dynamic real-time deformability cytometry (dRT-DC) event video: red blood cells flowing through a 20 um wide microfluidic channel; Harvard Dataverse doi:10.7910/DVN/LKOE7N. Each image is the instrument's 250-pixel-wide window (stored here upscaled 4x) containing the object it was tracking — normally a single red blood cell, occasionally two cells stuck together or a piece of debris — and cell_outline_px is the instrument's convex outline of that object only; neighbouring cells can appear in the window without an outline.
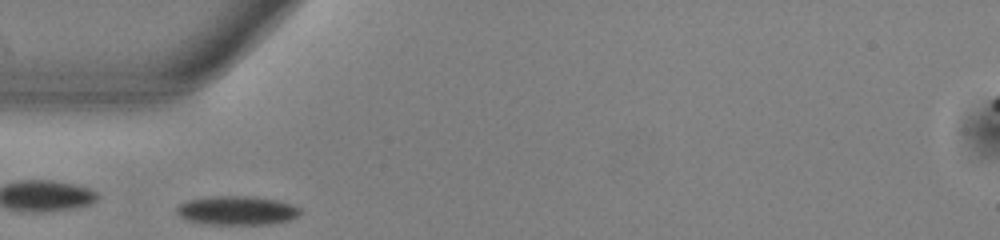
{"species": "common noctule bat (a hibernating species)", "species_latin": "Nyctalus noctula", "temperature_condition": "warm", "stored_images_in_passage": 35, "camera_frame_rate_fps": 3000, "um_per_image_px": 0.085, "animal": {"sex": "male", "body_mass_g": 13.0, "forearm_length_mm": 53.1}, "frame": {"image": 1, "passage_image": 1, "time_ms": 0.0, "image_size_px": [1000, 240], "cell_outline_px": [[300, 212], [296, 216], [288, 220], [272, 224], [204, 224], [188, 220], [180, 216], [176, 212], [176, 208], [180, 204], [188, 200], [212, 196], [256, 196], [276, 200], [292, 204], [300, 208]], "centroid_in_image_um": [20.13, 17.88], "position_along_channel_um": 64.9, "area_um2": 20.81}}
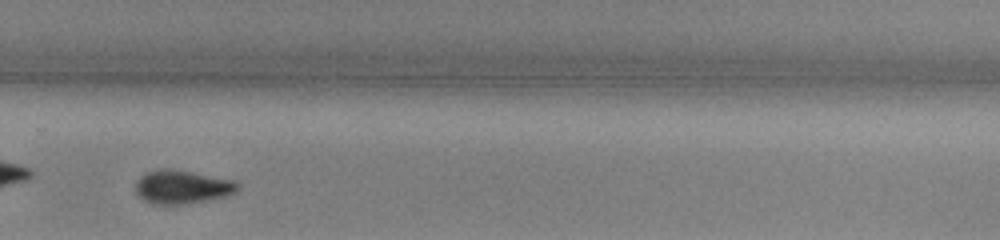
{"frame": {"image": 2, "passage_image": 20, "time_ms": 6.333, "image_size_px": [1000, 240], "cell_outline_px": [[240, 188], [236, 192], [224, 196], [184, 204], [152, 204], [144, 200], [136, 192], [136, 180], [140, 176], [148, 172], [160, 168], [168, 168], [192, 172], [236, 180], [240, 184]], "centroid_in_image_um": [15.49, 15.87], "position_along_channel_um": 314.3, "area_um2": 19.94}, "authors_computed_cell_mechanics": {"area_um2": 19.941, "velocity_mm_per_s": 3.9587, "shape_relaxation_time_tau1_ms": 2.4667, "shape_relaxation_time_tau2_ms": null, "deformation_change_tau1": 0.0945, "deformation_change_tau2": null}}